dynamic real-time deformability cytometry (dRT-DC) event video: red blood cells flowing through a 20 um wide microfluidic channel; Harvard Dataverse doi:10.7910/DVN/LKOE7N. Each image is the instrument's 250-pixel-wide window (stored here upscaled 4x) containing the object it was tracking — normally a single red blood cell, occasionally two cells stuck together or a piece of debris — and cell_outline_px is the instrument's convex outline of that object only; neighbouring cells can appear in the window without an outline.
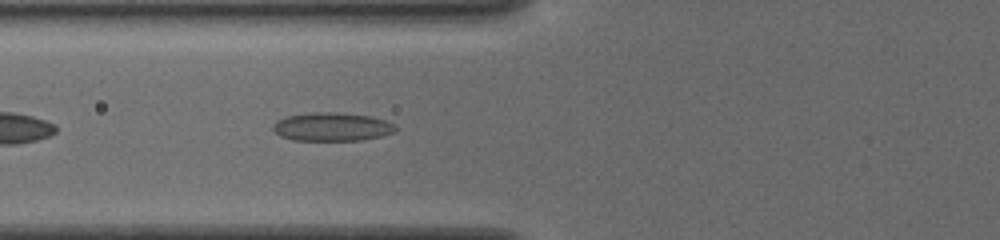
{"species": "common noctule bat (a hibernating species)", "species_latin": "Nyctalus noctula", "temperature_condition": "cold", "stored_images_in_passage": 33, "camera_frame_rate_fps": 3000, "um_per_image_px": 0.085, "animal": {"sex": "female", "body_mass_g": 19.5, "forearm_length_mm": 54.1}, "frame": {"image": 1, "passage_image": 5, "time_ms": 1.333, "image_size_px": [1000, 240], "cell_outline_px": [[396, 132], [380, 136], [360, 140], [292, 140], [280, 136], [272, 128], [272, 124], [276, 120], [288, 116], [316, 112], [332, 112], [372, 116], [384, 120], [392, 124], [396, 128]], "centroid_in_image_um": [28.19, 10.78], "position_along_channel_um": 97.6, "area_um2": 20.17}}
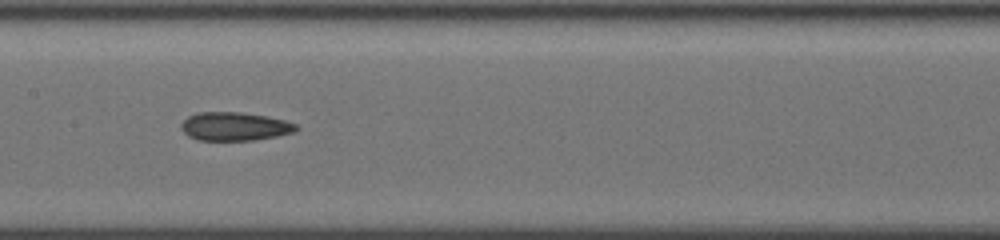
{"frame": {"image": 2, "passage_image": 12, "time_ms": 3.667, "image_size_px": [1000, 240], "cell_outline_px": [[300, 128], [292, 132], [276, 136], [252, 140], [196, 140], [188, 136], [180, 128], [180, 124], [188, 116], [196, 112], [240, 112], [268, 116], [284, 120], [296, 124]], "centroid_in_image_um": [19.91, 10.74], "position_along_channel_um": 187.5, "area_um2": 19.13}}
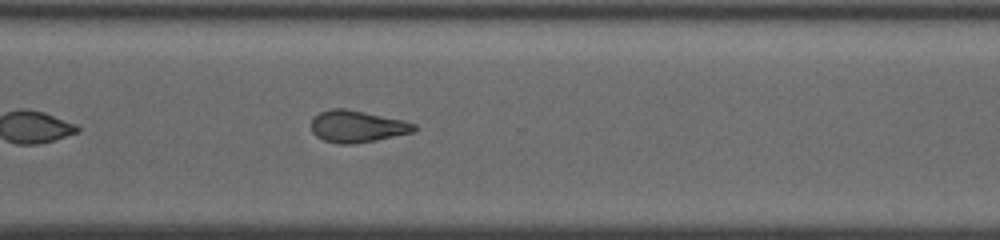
{"frame": {"image": 3, "passage_image": 24, "time_ms": 7.667, "image_size_px": [1000, 240], "cell_outline_px": [[420, 128], [412, 132], [376, 140], [352, 144], [336, 144], [324, 140], [316, 136], [312, 132], [312, 120], [320, 112], [332, 108], [344, 108], [404, 120], [416, 124]], "centroid_in_image_um": [30.37, 10.75], "position_along_channel_um": 340.2, "area_um2": 19.07}, "authors_computed_cell_mechanics": {"area_um2": 19.074, "velocity_mm_per_s": 3.8366, "shape_relaxation_time_tau1_ms": null, "shape_relaxation_time_tau2_ms": 2.7966, "deformation_change_tau1": null, "deformation_change_tau2": 0.1013}}